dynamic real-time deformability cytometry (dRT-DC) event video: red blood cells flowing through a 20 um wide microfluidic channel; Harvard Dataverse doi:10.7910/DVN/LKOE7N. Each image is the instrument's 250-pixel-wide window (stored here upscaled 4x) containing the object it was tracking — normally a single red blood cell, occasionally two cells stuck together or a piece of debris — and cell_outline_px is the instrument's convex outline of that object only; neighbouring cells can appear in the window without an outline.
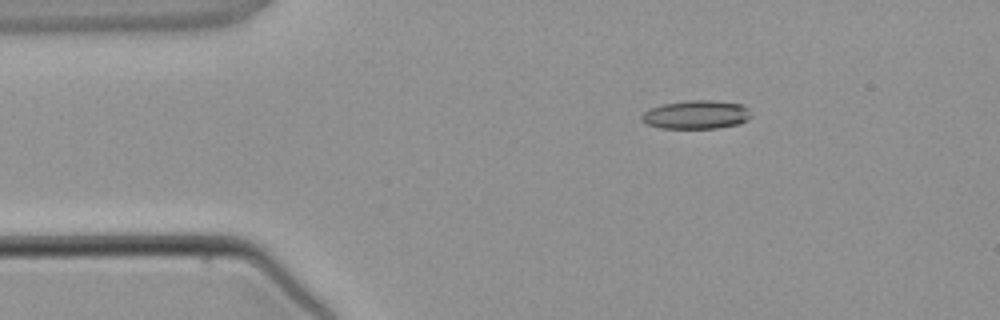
{"species": "common noctule bat (a hibernating species)", "species_latin": "Nyctalus noctula", "temperature_condition": "warm", "stored_images_in_passage": 3, "camera_frame_rate_fps": 3000, "um_per_image_px": 0.085, "animal": {"sex": "male", "body_mass_g": 21.5, "forearm_length_mm": 52.0}, "frame": {"image": 1, "passage_image": 2, "time_ms": 1.333, "image_size_px": [1000, 320], "cell_outline_px": [[752, 116], [748, 120], [740, 124], [716, 128], [660, 128], [648, 124], [640, 120], [640, 116], [644, 112], [652, 108], [664, 104], [688, 100], [712, 100], [744, 104], [748, 108]], "centroid_in_image_um": [59.23, 9.74], "position_along_channel_um": 25.8, "area_um2": 18.32}}
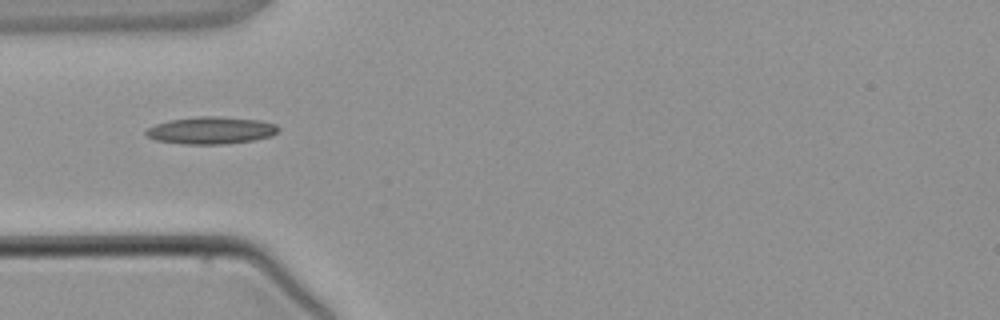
{"frame": {"image": 2, "passage_image": 3, "time_ms": 3.333, "image_size_px": [1000, 320], "cell_outline_px": [[280, 128], [272, 136], [256, 140], [228, 144], [184, 144], [156, 140], [148, 136], [144, 132], [148, 128], [156, 124], [168, 120], [200, 116], [220, 116], [260, 120], [276, 124]], "centroid_in_image_um": [17.97, 11.08], "position_along_channel_um": 67.0, "area_um2": 21.15}}